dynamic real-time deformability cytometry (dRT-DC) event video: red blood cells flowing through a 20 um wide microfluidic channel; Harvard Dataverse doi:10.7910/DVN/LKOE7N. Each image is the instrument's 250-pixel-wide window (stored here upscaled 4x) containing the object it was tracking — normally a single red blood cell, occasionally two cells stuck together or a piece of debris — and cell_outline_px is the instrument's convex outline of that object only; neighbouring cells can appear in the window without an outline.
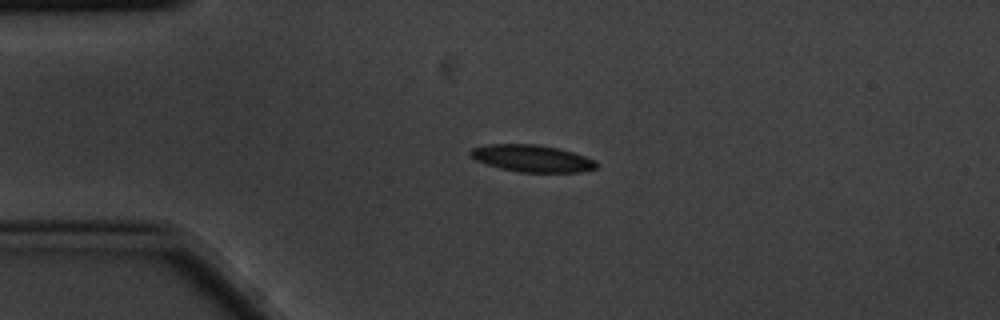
{"species": "common noctule bat (a hibernating species)", "species_latin": "Nyctalus noctula", "temperature_condition": "cold", "stored_images_in_passage": 3, "camera_frame_rate_fps": 3000, "um_per_image_px": 0.085, "animal": {"sex": "male", "body_mass_g": 20.1, "forearm_length_mm": 53.5}, "frame": {"image": 1, "passage_image": 1, "time_ms": 0.0, "image_size_px": [1000, 320], "cell_outline_px": [[600, 164], [596, 168], [580, 172], [520, 172], [500, 168], [476, 160], [468, 152], [472, 148], [488, 144], [536, 144], [560, 148], [596, 160]], "centroid_in_image_um": [45.26, 13.46], "position_along_channel_um": 39.7, "area_um2": 19.83}}